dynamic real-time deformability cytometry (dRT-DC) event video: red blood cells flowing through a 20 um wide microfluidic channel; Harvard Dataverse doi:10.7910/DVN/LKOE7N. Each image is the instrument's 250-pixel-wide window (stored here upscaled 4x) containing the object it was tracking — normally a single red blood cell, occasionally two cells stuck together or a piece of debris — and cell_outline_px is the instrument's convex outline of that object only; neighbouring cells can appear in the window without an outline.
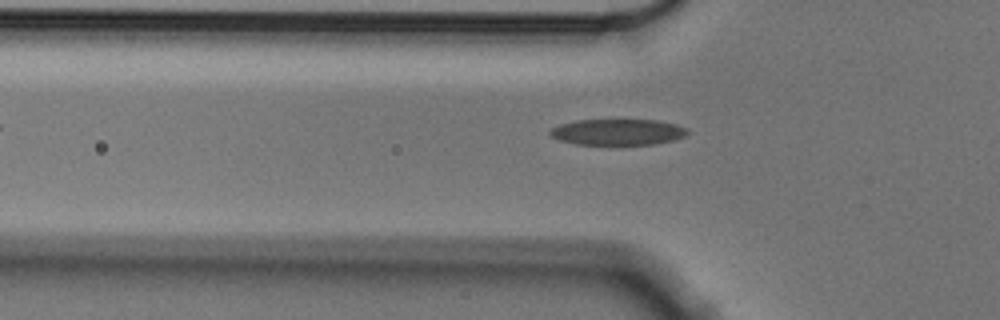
{"species": "Egyptian fruit bat (a non-hibernating species)", "species_latin": "Rousettus aegyptiacus", "temperature_condition": "cold", "stored_images_in_passage": 40, "camera_frame_rate_fps": 3000, "um_per_image_px": 0.085, "animal": {"sex": "male"}, "frame": {"image": 1, "passage_image": 2, "time_ms": 0.333, "image_size_px": [1000, 320], "cell_outline_px": [[688, 132], [684, 136], [672, 140], [652, 144], [576, 144], [560, 140], [552, 136], [548, 132], [552, 128], [560, 124], [576, 120], [656, 120], [676, 124], [688, 128]], "centroid_in_image_um": [52.5, 11.21], "position_along_channel_um": 73.3, "area_um2": 20.63}}
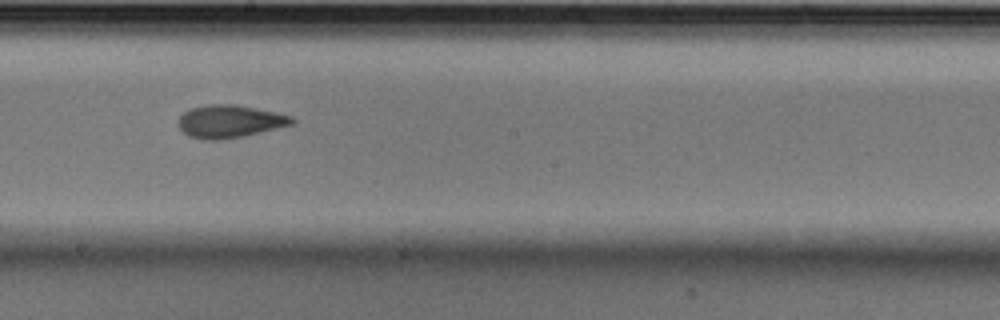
{"frame": {"image": 2, "passage_image": 15, "time_ms": 4.667, "image_size_px": [1000, 320], "cell_outline_px": [[296, 120], [292, 124], [244, 136], [220, 140], [200, 140], [188, 136], [180, 128], [180, 116], [184, 112], [192, 108], [208, 104], [232, 104], [276, 112], [292, 116]], "centroid_in_image_um": [19.52, 10.33], "position_along_channel_um": 228.7, "area_um2": 21.5}}
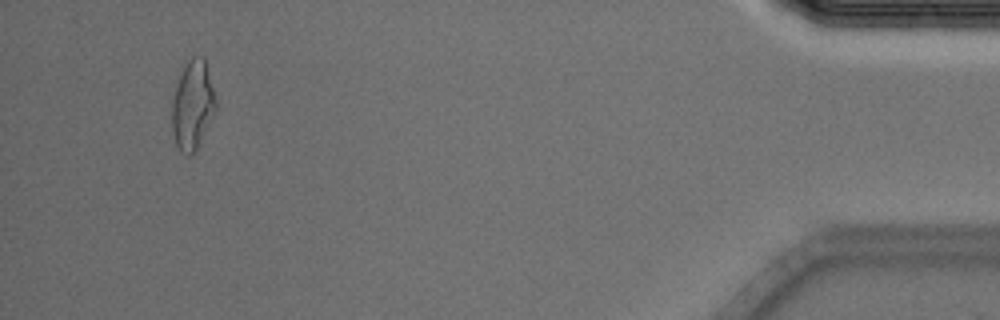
{"frame": {"image": 3, "passage_image": 37, "time_ms": 12.0, "image_size_px": [1000, 320], "cell_outline_px": [[216, 112], [192, 156], [188, 156], [180, 152], [176, 144], [172, 128], [172, 100], [180, 76], [188, 60], [192, 56], [204, 56], [216, 100]], "centroid_in_image_um": [16.38, 8.96], "position_along_channel_um": 418.8, "area_um2": 22.54}}